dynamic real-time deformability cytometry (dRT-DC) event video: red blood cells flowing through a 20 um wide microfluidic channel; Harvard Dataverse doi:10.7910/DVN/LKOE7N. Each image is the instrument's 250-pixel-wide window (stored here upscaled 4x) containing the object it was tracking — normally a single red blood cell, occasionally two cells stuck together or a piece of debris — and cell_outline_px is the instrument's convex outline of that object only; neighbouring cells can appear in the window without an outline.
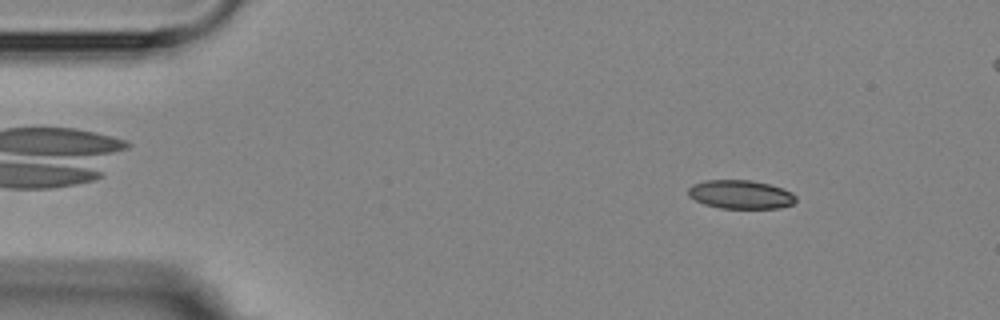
{"species": "Egyptian fruit bat (a non-hibernating species)", "species_latin": "Rousettus aegyptiacus", "temperature_condition": "room temperature", "stored_images_in_passage": 3, "camera_frame_rate_fps": 3000, "um_per_image_px": 0.085, "animal": {"sex": "female"}, "frame": {"image": 1, "passage_image": 3, "time_ms": 4.0, "image_size_px": [1000, 320], "cell_outline_px": [[796, 200], [792, 204], [780, 208], [720, 208], [704, 204], [688, 196], [688, 188], [692, 184], [704, 180], [752, 180], [784, 188], [792, 192], [796, 196]], "centroid_in_image_um": [62.95, 16.52], "position_along_channel_um": 22.0, "area_um2": 18.09}}